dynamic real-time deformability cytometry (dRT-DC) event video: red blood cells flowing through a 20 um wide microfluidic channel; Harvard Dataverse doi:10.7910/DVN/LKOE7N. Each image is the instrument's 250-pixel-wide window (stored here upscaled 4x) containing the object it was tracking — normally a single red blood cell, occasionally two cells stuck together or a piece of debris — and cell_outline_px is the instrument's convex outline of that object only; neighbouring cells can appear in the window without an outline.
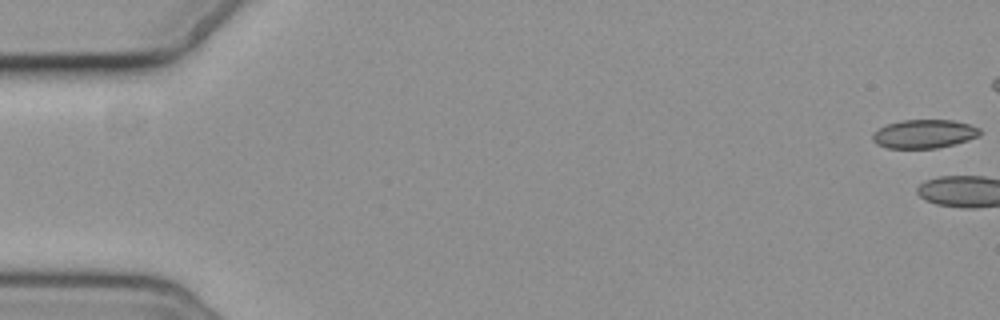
{"species": "common noctule bat (a hibernating species)", "species_latin": "Nyctalus noctula", "temperature_condition": "cold", "stored_images_in_passage": 8, "camera_frame_rate_fps": 3000, "um_per_image_px": 0.085, "animal": {"sex": "female", "body_mass_g": 19.3, "forearm_length_mm": 54.1}, "frame": {"image": 1, "passage_image": 1, "time_ms": 0.0, "image_size_px": [1000, 320], "cell_outline_px": [[980, 136], [968, 140], [936, 148], [884, 148], [876, 144], [872, 140], [872, 132], [888, 124], [904, 120], [952, 120], [968, 124], [980, 128]], "centroid_in_image_um": [78.52, 11.38], "position_along_channel_um": 6.5, "area_um2": 17.86}}
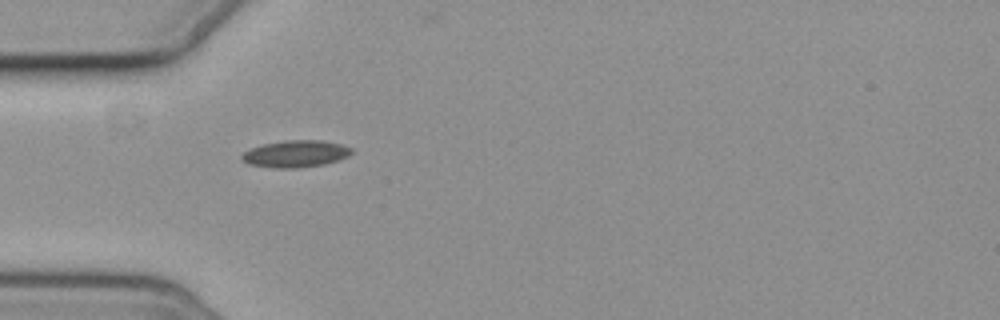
{"frame": {"image": 2, "passage_image": 7, "time_ms": 7.667, "image_size_px": [1000, 320], "cell_outline_px": [[352, 152], [348, 156], [340, 160], [324, 164], [300, 168], [276, 168], [248, 164], [240, 156], [244, 152], [252, 148], [264, 144], [284, 140], [324, 140], [344, 144], [352, 148]], "centroid_in_image_um": [25.18, 13.07], "position_along_channel_um": 59.8, "area_um2": 17.34}}
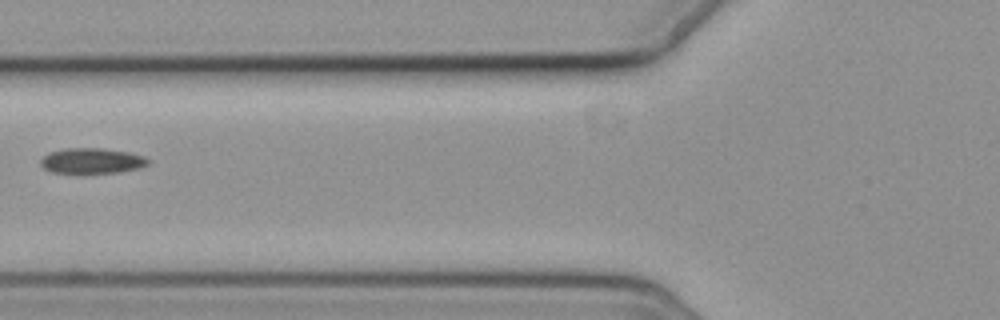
{"frame": {"image": 3, "passage_image": 8, "time_ms": 9.333, "image_size_px": [1000, 320], "cell_outline_px": [[152, 160], [148, 164], [140, 168], [120, 172], [52, 172], [44, 168], [40, 164], [40, 160], [48, 152], [64, 148], [104, 148], [128, 152], [144, 156]], "centroid_in_image_um": [7.83, 13.65], "position_along_channel_um": 118.0, "area_um2": 15.9}}